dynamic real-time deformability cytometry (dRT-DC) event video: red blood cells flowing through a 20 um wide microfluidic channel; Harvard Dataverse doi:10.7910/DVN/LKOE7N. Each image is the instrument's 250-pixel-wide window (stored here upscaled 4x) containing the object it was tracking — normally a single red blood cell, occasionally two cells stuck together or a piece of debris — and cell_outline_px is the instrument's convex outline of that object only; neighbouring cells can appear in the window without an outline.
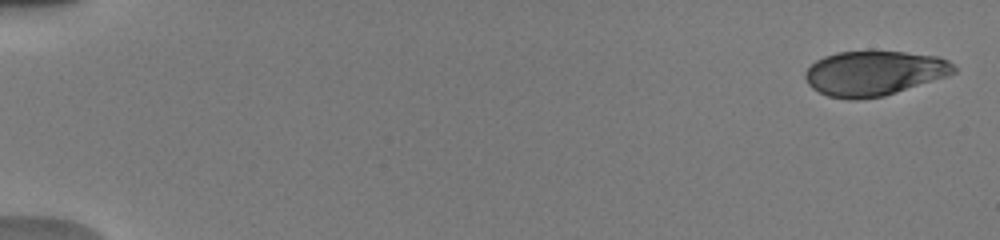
{"species": "human", "species_latin": "Homo sapiens", "temperature_condition": "warm", "stored_images_in_passage": 15, "camera_frame_rate_fps": 3000, "um_per_image_px": 0.085, "donor": {"sex": "male"}, "frame": {"image": 1, "passage_image": 1, "time_ms": 0.0, "image_size_px": [1000, 240], "cell_outline_px": [[956, 72], [948, 76], [884, 96], [856, 100], [848, 100], [828, 96], [812, 88], [808, 84], [804, 76], [804, 72], [816, 60], [824, 56], [836, 52], [904, 52], [940, 56], [948, 60], [956, 68]], "centroid_in_image_um": [74.3, 6.23], "position_along_channel_um": 10.7, "area_um2": 38.84}}
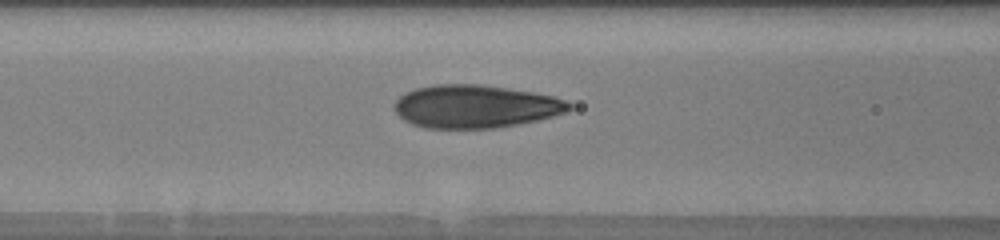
{"frame": {"image": 2, "passage_image": 13, "time_ms": 7.333, "image_size_px": [1000, 240], "cell_outline_px": [[572, 108], [564, 112], [552, 116], [536, 120], [516, 124], [492, 128], [424, 128], [412, 124], [404, 120], [392, 108], [392, 104], [404, 92], [416, 88], [436, 84], [480, 84], [508, 88], [532, 92], [552, 96], [568, 100], [572, 104]], "centroid_in_image_um": [40.36, 9.04], "position_along_channel_um": 126.2, "area_um2": 43.81}}
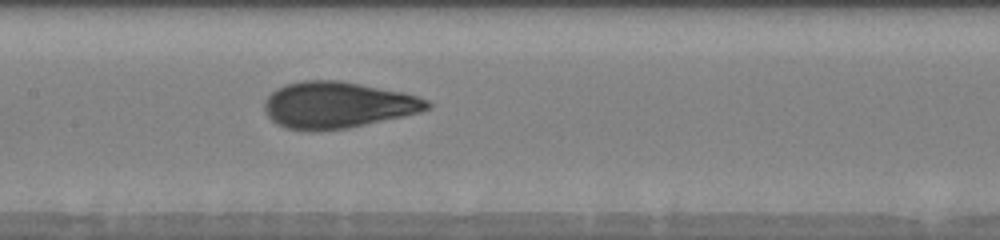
{"frame": {"image": 3, "passage_image": 15, "time_ms": 8.667, "image_size_px": [1000, 240], "cell_outline_px": [[432, 108], [420, 112], [404, 116], [348, 128], [316, 132], [312, 132], [284, 128], [272, 120], [268, 116], [264, 108], [264, 100], [276, 88], [288, 84], [304, 80], [340, 80], [404, 92], [428, 100], [432, 104]], "centroid_in_image_um": [28.7, 8.93], "position_along_channel_um": 178.7, "area_um2": 44.39}}